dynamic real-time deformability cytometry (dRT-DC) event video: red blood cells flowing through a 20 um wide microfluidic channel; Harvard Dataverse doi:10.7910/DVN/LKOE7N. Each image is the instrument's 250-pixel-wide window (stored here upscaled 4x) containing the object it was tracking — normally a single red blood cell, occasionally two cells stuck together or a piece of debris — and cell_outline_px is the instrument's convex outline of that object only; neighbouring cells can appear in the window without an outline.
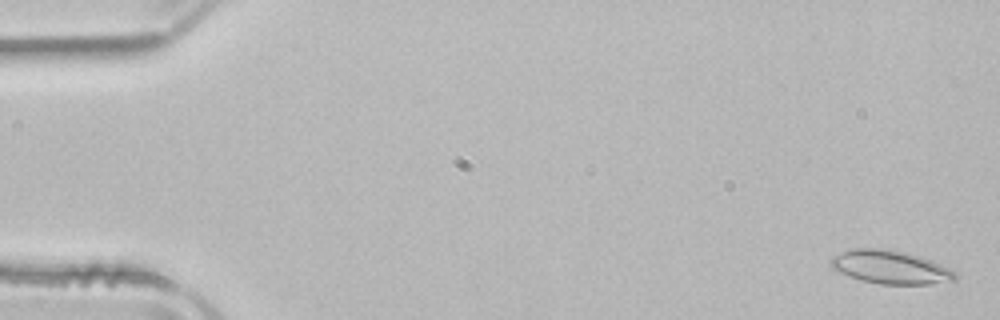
{"species": "common noctule bat (a hibernating species)", "species_latin": "Nyctalus noctula", "temperature_condition": "room temperature", "stored_images_in_passage": 52, "camera_frame_rate_fps": 3000, "um_per_image_px": 0.085, "animal": {"sex": "male", "body_mass_g": 21.5, "forearm_length_mm": 52.0}, "frame": {"image": 1, "passage_image": 2, "time_ms": 0.333, "image_size_px": [1000, 320], "cell_outline_px": [[956, 280], [928, 284], [880, 284], [860, 280], [848, 276], [832, 268], [832, 256], [840, 252], [852, 248], [880, 248], [904, 252], [920, 256], [932, 260], [956, 272]], "centroid_in_image_um": [75.68, 22.7], "position_along_channel_um": 9.3, "area_um2": 24.1}}
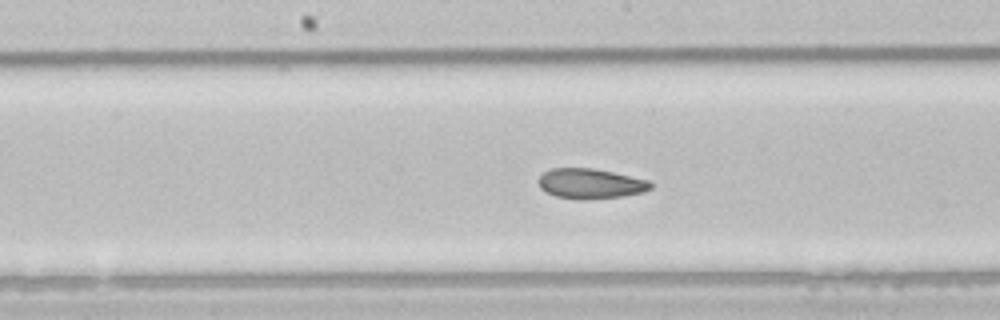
{"frame": {"image": 2, "passage_image": 27, "time_ms": 8.667, "image_size_px": [1000, 320], "cell_outline_px": [[652, 188], [644, 192], [624, 196], [588, 200], [580, 200], [556, 196], [540, 188], [536, 180], [544, 172], [552, 168], [592, 168], [612, 172], [648, 180], [652, 184]], "centroid_in_image_um": [50.18, 15.62], "position_along_channel_um": 198.0, "area_um2": 19.77}}
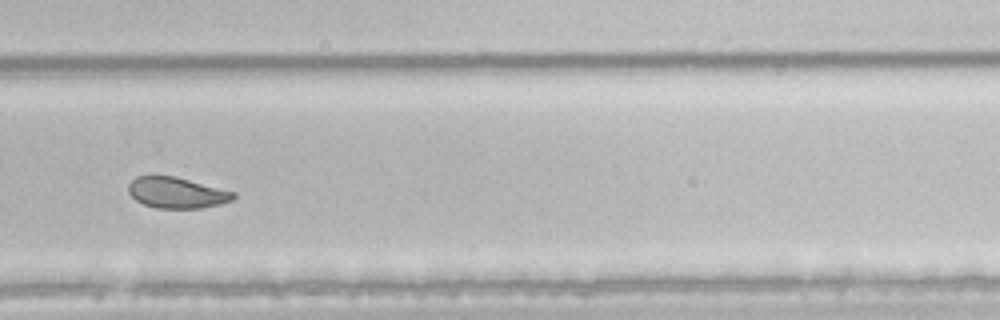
{"frame": {"image": 3, "passage_image": 36, "time_ms": 11.667, "image_size_px": [1000, 320], "cell_outline_px": [[236, 196], [232, 200], [220, 204], [200, 208], [156, 208], [144, 204], [136, 200], [128, 192], [128, 184], [136, 176], [176, 176], [236, 192]], "centroid_in_image_um": [15.03, 16.37], "position_along_channel_um": 314.8, "area_um2": 18.96}, "authors_computed_cell_mechanics": {"area_um2": 21.964, "velocity_mm_per_s": 3.9154, "shape_relaxation_time_tau1_ms": null, "shape_relaxation_time_tau2_ms": 1.8606, "deformation_change_tau1": null, "deformation_change_tau2": 0.0654}}